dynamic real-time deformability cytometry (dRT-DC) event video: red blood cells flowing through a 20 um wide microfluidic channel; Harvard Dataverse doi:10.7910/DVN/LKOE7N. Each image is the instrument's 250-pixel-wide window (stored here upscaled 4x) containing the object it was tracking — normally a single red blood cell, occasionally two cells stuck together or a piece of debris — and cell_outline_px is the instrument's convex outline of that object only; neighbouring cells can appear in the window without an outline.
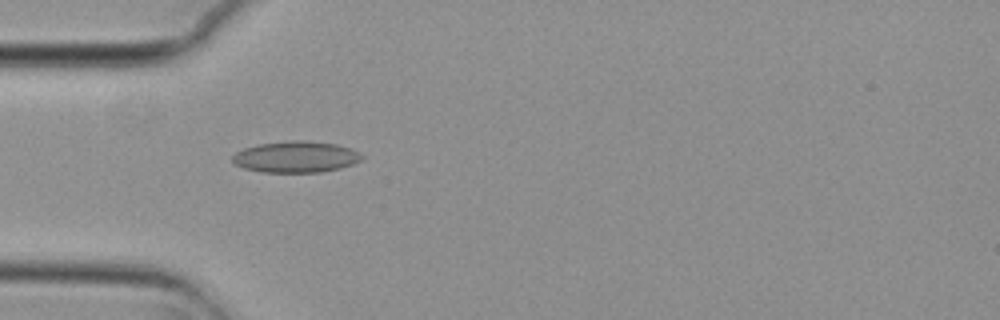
{"species": "common noctule bat (a hibernating species)", "species_latin": "Nyctalus noctula", "temperature_condition": "cold", "stored_images_in_passage": 55, "camera_frame_rate_fps": 3000, "um_per_image_px": 0.085, "animal": {"sex": "female", "body_mass_g": 29.2, "forearm_length_mm": 56.3}, "frame": {"image": 1, "passage_image": 17, "time_ms": 5.333, "image_size_px": [1000, 320], "cell_outline_px": [[364, 156], [360, 160], [352, 164], [340, 168], [320, 172], [264, 172], [244, 168], [236, 164], [232, 160], [232, 156], [236, 152], [244, 148], [260, 144], [292, 140], [308, 140], [336, 144], [360, 152]], "centroid_in_image_um": [25.16, 13.33], "position_along_channel_um": 59.8, "area_um2": 23.47}}
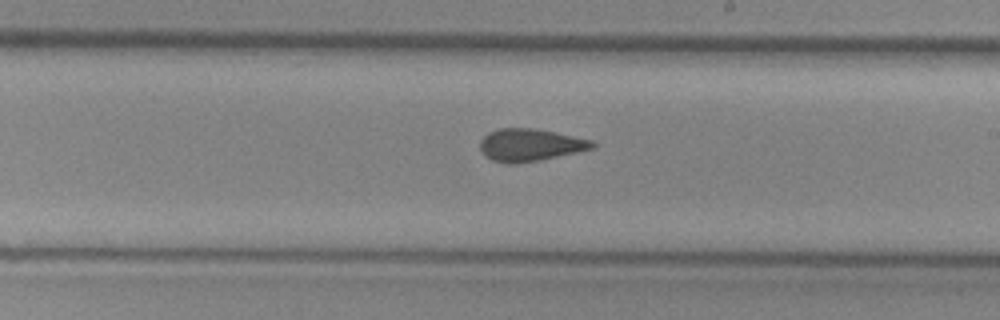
{"frame": {"image": 2, "passage_image": 32, "time_ms": 10.333, "image_size_px": [1000, 320], "cell_outline_px": [[596, 148], [540, 160], [516, 164], [508, 164], [492, 160], [484, 156], [480, 148], [480, 140], [488, 132], [500, 128], [532, 128], [592, 140], [596, 144]], "centroid_in_image_um": [45.04, 12.33], "position_along_channel_um": 244.0, "area_um2": 21.21}}
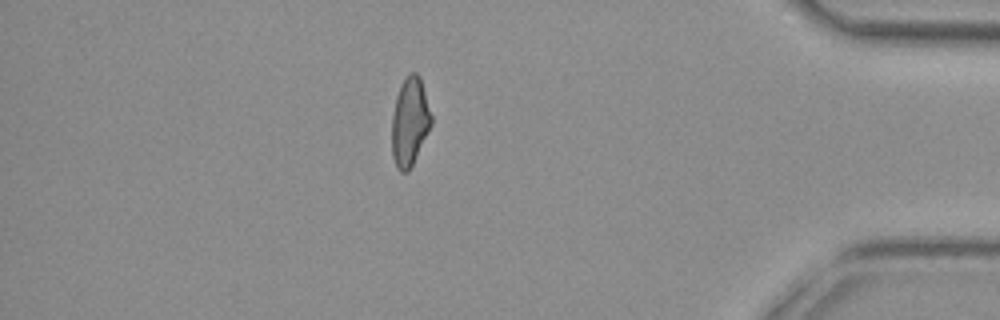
{"frame": {"image": 3, "passage_image": 48, "time_ms": 15.667, "image_size_px": [1000, 320], "cell_outline_px": [[432, 124], [408, 172], [400, 172], [396, 168], [392, 156], [392, 116], [396, 96], [400, 84], [408, 72], [416, 72], [420, 76], [432, 116]], "centroid_in_image_um": [34.82, 10.32], "position_along_channel_um": 400.4, "area_um2": 20.4}, "authors_computed_cell_mechanics": {"area_um2": 21.2704, "velocity_mm_per_s": 3.7299, "shape_relaxation_time_tau1_ms": null, "shape_relaxation_time_tau2_ms": 2.0347, "deformation_change_tau1": null, "deformation_change_tau2": 0.0786}}